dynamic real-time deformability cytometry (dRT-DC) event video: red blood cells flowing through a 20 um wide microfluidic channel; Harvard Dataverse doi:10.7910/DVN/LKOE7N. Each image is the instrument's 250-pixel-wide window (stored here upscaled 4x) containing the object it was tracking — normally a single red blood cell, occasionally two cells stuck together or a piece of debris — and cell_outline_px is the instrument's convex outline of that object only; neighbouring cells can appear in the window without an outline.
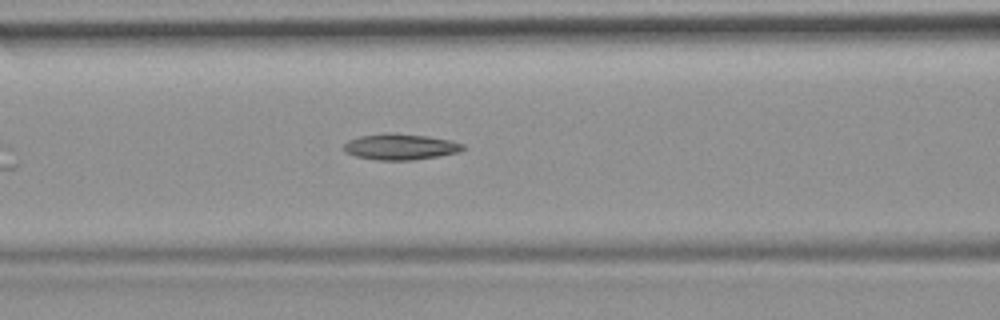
{"species": "common noctule bat (a hibernating species)", "species_latin": "Nyctalus noctula", "temperature_condition": "room temperature", "stored_images_in_passage": 6, "camera_frame_rate_fps": 3000, "um_per_image_px": 0.085, "animal": {"sex": "female", "body_mass_g": 19.9}, "frame": {"image": 1, "passage_image": 6, "time_ms": 1.667, "image_size_px": [1000, 320], "cell_outline_px": [[464, 148], [460, 152], [412, 160], [376, 160], [356, 156], [344, 152], [344, 144], [348, 140], [360, 136], [388, 132], [392, 132], [428, 136], [452, 140], [464, 144]], "centroid_in_image_um": [34.03, 12.46], "position_along_channel_um": 132.6, "area_um2": 18.15}}